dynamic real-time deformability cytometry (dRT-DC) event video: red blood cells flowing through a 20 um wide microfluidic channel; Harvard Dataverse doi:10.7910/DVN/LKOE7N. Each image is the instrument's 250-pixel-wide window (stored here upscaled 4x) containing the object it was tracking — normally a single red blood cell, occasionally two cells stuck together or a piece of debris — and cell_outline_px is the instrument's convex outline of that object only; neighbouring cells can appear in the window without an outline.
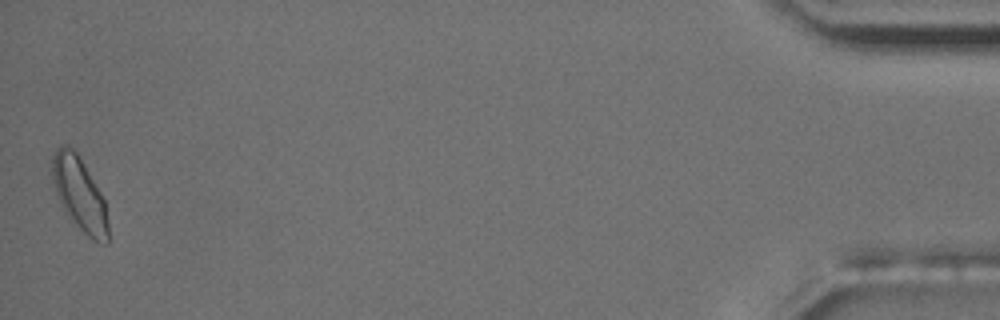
{"species": "common noctule bat (a hibernating species)", "species_latin": "Nyctalus noctula", "temperature_condition": "room temperature", "stored_images_in_passage": 54, "camera_frame_rate_fps": 3000, "um_per_image_px": 0.085, "animal": {"sex": "male", "body_mass_g": 17.5, "forearm_length_mm": 52.3}, "frame": {"image": 1, "passage_image": 54, "time_ms": 17.667, "image_size_px": [1000, 320], "cell_outline_px": [[108, 244], [104, 244], [92, 240], [68, 216], [60, 204], [56, 192], [52, 176], [52, 156], [56, 148], [60, 144], [68, 144], [80, 156], [100, 192], [104, 200], [108, 224]], "centroid_in_image_um": [6.75, 16.46], "position_along_channel_um": 428.5, "area_um2": 23.87}, "authors_computed_cell_mechanics": {"area_um2": 19.1607, "velocity_mm_per_s": 3.6963, "shape_relaxation_time_tau1_ms": 7.0227, "shape_relaxation_time_tau2_ms": 2.3575, "deformation_change_tau1": 0.1217, "deformation_change_tau2": 0.0668}}